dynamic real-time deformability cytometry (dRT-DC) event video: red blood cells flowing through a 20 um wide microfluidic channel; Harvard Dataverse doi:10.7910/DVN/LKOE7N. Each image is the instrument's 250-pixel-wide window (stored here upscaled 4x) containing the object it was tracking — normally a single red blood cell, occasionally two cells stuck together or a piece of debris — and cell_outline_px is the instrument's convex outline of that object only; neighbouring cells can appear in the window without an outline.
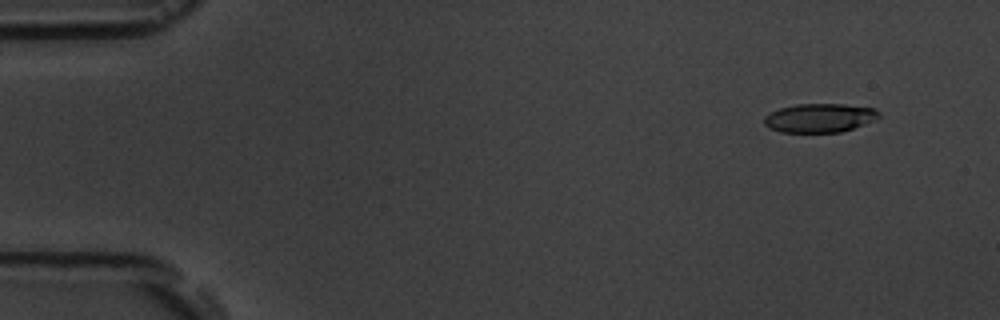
{"species": "common noctule bat (a hibernating species)", "species_latin": "Nyctalus noctula", "temperature_condition": "room temperature", "stored_images_in_passage": 10, "camera_frame_rate_fps": 3000, "um_per_image_px": 0.085, "animal": {"sex": "male", "body_mass_g": 19.5, "forearm_length_mm": 54.6}, "frame": {"image": 1, "passage_image": 1, "time_ms": 0.0, "image_size_px": [1000, 320], "cell_outline_px": [[880, 116], [876, 120], [840, 132], [780, 132], [764, 124], [764, 116], [780, 108], [796, 104], [844, 104], [872, 108], [880, 112]], "centroid_in_image_um": [69.68, 10.02], "position_along_channel_um": 15.3, "area_um2": 19.13}}
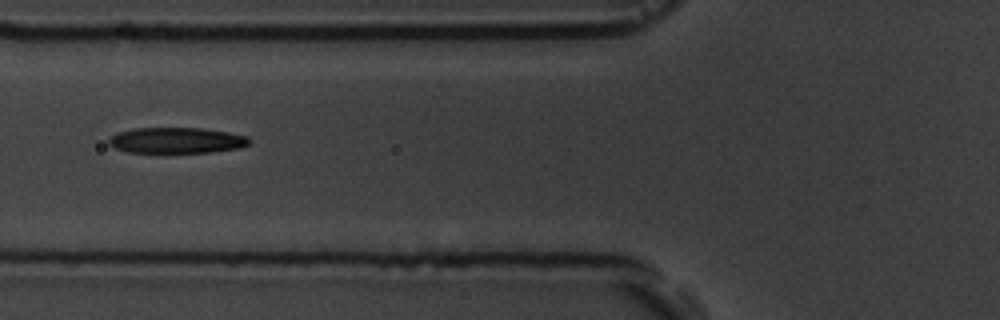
{"frame": {"image": 2, "passage_image": 6, "time_ms": 5.667, "image_size_px": [1000, 320], "cell_outline_px": [[252, 140], [248, 144], [240, 148], [212, 152], [128, 152], [116, 148], [108, 144], [108, 140], [116, 132], [132, 128], [200, 128], [228, 132], [248, 136]], "centroid_in_image_um": [15.02, 11.92], "position_along_channel_um": 110.8, "area_um2": 21.15}}
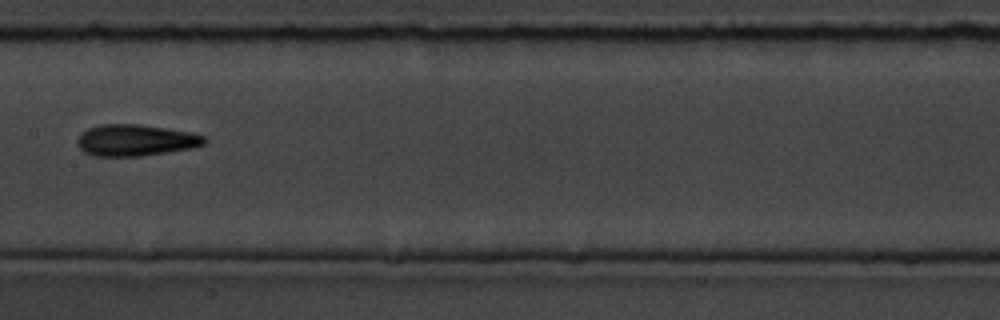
{"frame": {"image": 3, "passage_image": 8, "time_ms": 8.0, "image_size_px": [1000, 320], "cell_outline_px": [[208, 140], [204, 144], [192, 148], [140, 156], [96, 156], [84, 152], [80, 148], [76, 140], [88, 128], [100, 124], [140, 124], [168, 128], [192, 132], [204, 136]], "centroid_in_image_um": [11.55, 11.91], "position_along_channel_um": 195.9, "area_um2": 23.29}}